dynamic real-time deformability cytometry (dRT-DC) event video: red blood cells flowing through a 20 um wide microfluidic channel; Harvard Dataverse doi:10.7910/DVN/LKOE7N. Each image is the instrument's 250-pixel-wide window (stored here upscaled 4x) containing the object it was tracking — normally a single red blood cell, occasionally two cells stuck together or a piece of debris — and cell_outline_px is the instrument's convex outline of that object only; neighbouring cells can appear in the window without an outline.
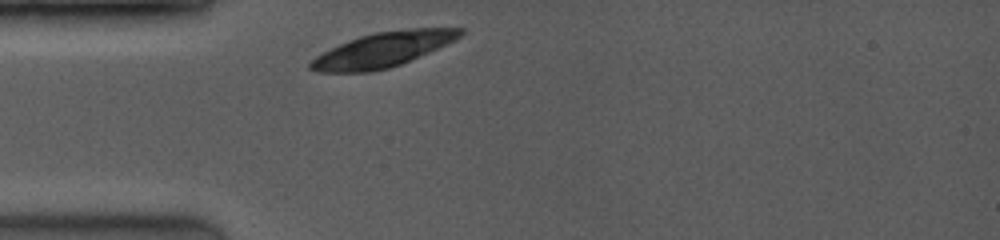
{"species": "common noctule bat (a hibernating species)", "species_latin": "Nyctalus noctula", "temperature_condition": "room temperature", "stored_images_in_passage": 1, "camera_frame_rate_fps": 3500, "um_per_image_px": 0.085, "animal": {"sex": "female", "body_mass_g": 19.0, "forearm_length_mm": 53.3}, "frame": {"image": 1, "passage_image": 1, "time_ms": 0.0, "image_size_px": [1000, 240], "cell_outline_px": [[464, 32], [460, 36], [428, 52], [400, 64], [388, 68], [372, 72], [316, 72], [308, 68], [308, 64], [316, 56], [348, 40], [360, 36], [376, 32], [412, 28], [464, 28]], "centroid_in_image_um": [32.49, 4.23], "position_along_channel_um": 52.5, "area_um2": 29.77}}